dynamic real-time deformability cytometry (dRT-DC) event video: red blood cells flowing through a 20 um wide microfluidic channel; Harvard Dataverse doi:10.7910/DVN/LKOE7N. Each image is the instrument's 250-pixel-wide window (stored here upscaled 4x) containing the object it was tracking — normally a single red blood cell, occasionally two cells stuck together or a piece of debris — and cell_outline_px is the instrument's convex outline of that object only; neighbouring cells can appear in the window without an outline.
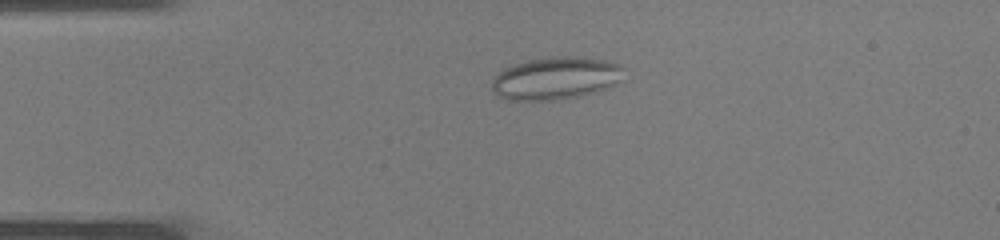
{"species": "common noctule bat (a hibernating species)", "species_latin": "Nyctalus noctula", "temperature_condition": "warm", "stored_images_in_passage": 30, "camera_frame_rate_fps": 3000, "um_per_image_px": 0.085, "animal": {"sex": "male", "body_mass_g": 19.0, "forearm_length_mm": 50.8}, "frame": {"image": 1, "passage_image": 1, "time_ms": 0.0, "image_size_px": [1000, 240], "cell_outline_px": [[624, 68], [616, 84], [580, 96], [556, 100], [508, 100], [496, 96], [492, 92], [492, 80], [504, 68], [528, 60], [556, 56], [580, 56], [604, 60], [620, 64]], "centroid_in_image_um": [47.2, 6.65], "position_along_channel_um": 37.8, "area_um2": 32.6}}
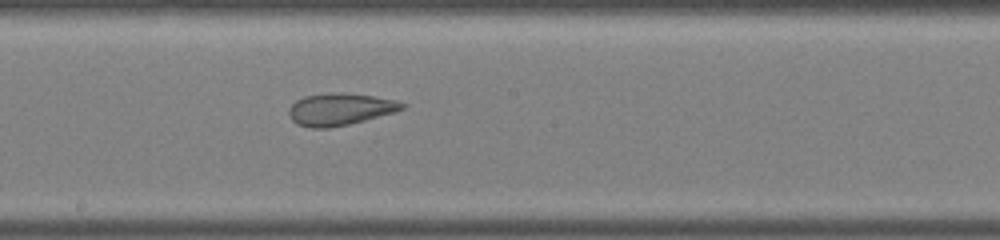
{"frame": {"image": 2, "passage_image": 13, "time_ms": 4.0, "image_size_px": [1000, 240], "cell_outline_px": [[408, 104], [404, 108], [396, 112], [348, 124], [328, 128], [312, 128], [296, 124], [288, 116], [288, 108], [296, 100], [304, 96], [328, 92], [344, 92], [372, 96], [396, 100]], "centroid_in_image_um": [28.88, 9.27], "position_along_channel_um": 219.3, "area_um2": 21.39}}
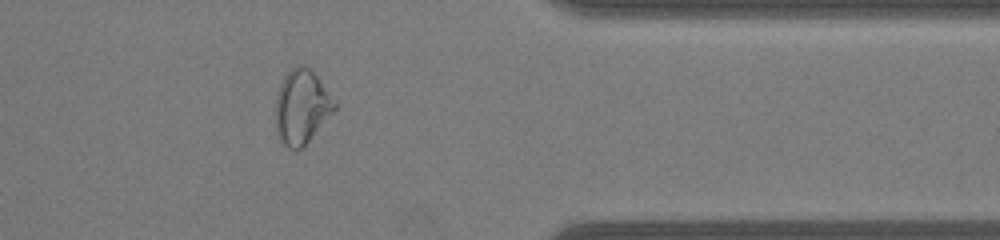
{"frame": {"image": 3, "passage_image": 23, "time_ms": 7.333, "image_size_px": [1000, 240], "cell_outline_px": [[336, 108], [308, 140], [300, 148], [288, 148], [280, 140], [276, 132], [276, 100], [280, 84], [284, 76], [296, 64], [304, 64], [320, 80], [336, 100]], "centroid_in_image_um": [25.63, 9.04], "position_along_channel_um": 385.8, "area_um2": 25.03}}